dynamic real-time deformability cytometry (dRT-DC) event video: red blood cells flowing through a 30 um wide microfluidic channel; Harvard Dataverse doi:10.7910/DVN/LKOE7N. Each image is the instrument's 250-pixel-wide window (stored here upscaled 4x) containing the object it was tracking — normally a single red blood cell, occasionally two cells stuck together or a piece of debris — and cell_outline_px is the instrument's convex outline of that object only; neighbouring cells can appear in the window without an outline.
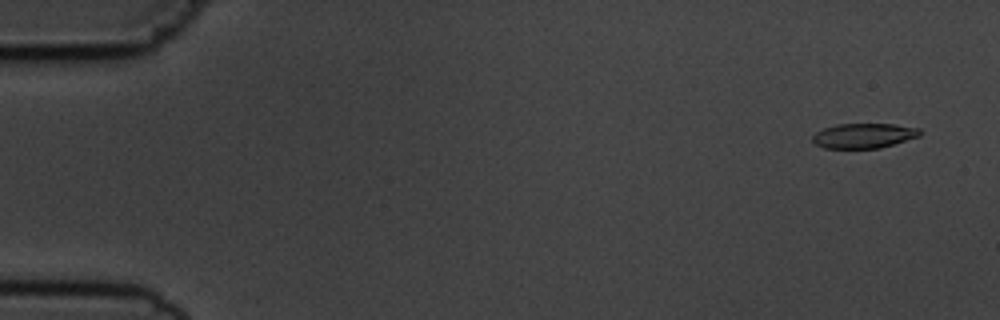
{"species": "common noctule bat (a hibernating species)", "species_latin": "Nyctalus noctula", "temperature_condition": "cold", "stored_images_in_passage": 6, "camera_frame_rate_fps": 3000, "um_per_image_px": 0.085, "animal": {"sex": "male", "body_mass_g": 19.5, "forearm_length_mm": 54.6}, "frame": {"image": 1, "passage_image": 1, "time_ms": 0.0, "image_size_px": [1000, 320], "cell_outline_px": [[920, 136], [880, 148], [824, 148], [816, 144], [812, 140], [812, 136], [816, 132], [824, 128], [836, 124], [896, 124], [920, 128]], "centroid_in_image_um": [73.42, 11.53], "position_along_channel_um": 11.6, "area_um2": 15.55}}
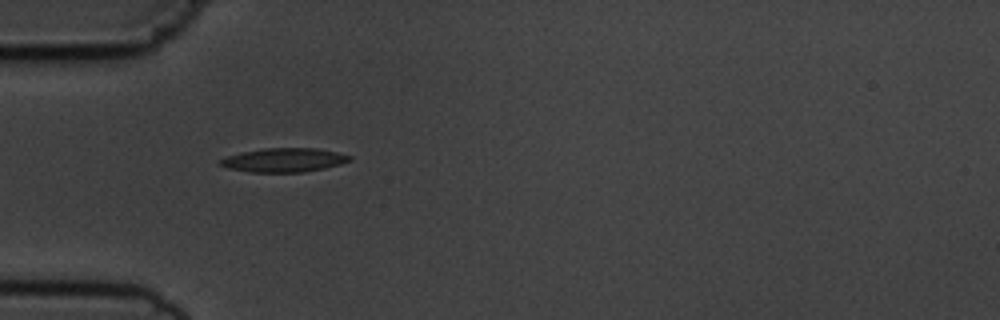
{"frame": {"image": 2, "passage_image": 5, "time_ms": 4.667, "image_size_px": [1000, 320], "cell_outline_px": [[352, 160], [340, 164], [324, 168], [304, 172], [248, 172], [228, 168], [220, 164], [220, 160], [228, 156], [240, 152], [264, 148], [316, 148], [336, 152], [352, 156]], "centroid_in_image_um": [24.15, 13.6], "position_along_channel_um": 60.9, "area_um2": 17.98}}
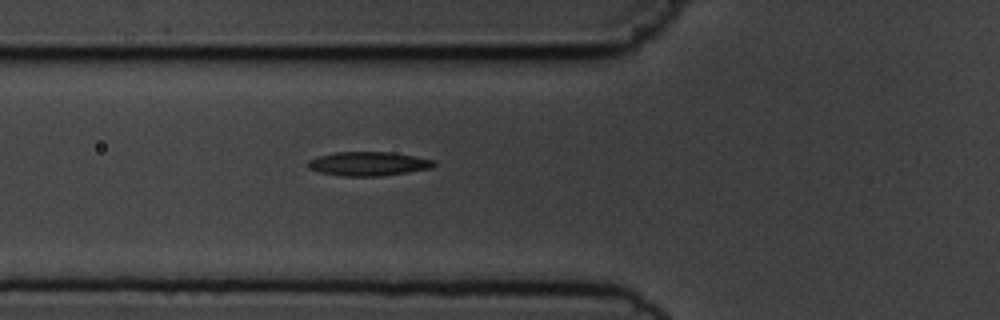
{"frame": {"image": 3, "passage_image": 6, "time_ms": 5.667, "image_size_px": [1000, 320], "cell_outline_px": [[436, 164], [432, 168], [408, 172], [380, 176], [344, 176], [320, 172], [308, 168], [308, 160], [316, 156], [336, 152], [392, 152], [436, 160]], "centroid_in_image_um": [31.32, 13.91], "position_along_channel_um": 94.5, "area_um2": 17.69}}